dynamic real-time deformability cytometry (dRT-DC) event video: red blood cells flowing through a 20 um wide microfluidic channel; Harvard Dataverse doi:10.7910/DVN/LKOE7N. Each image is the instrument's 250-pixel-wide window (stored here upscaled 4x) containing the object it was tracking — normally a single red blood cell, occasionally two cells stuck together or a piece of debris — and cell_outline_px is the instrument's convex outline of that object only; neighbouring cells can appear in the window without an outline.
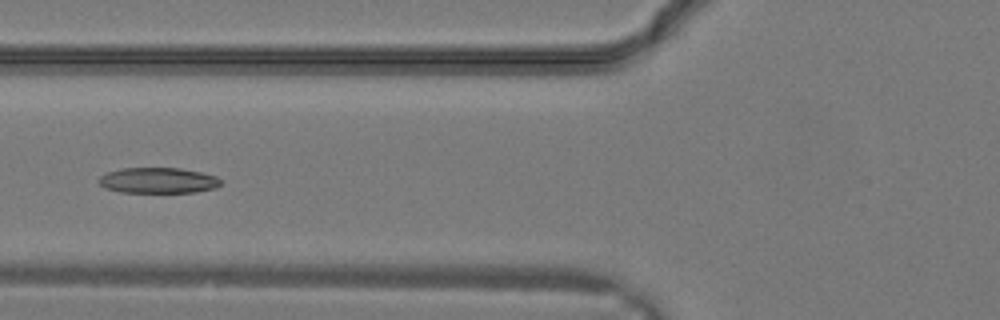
{"species": "common noctule bat (a hibernating species)", "species_latin": "Nyctalus noctula", "temperature_condition": "warm", "stored_images_in_passage": 18, "camera_frame_rate_fps": 3000, "um_per_image_px": 0.085, "animal": {"sex": "male", "body_mass_g": 19.2, "forearm_length_mm": 51.8}, "frame": {"image": 1, "passage_image": 13, "time_ms": 4.0, "image_size_px": [1000, 320], "cell_outline_px": [[220, 184], [216, 188], [196, 192], [120, 192], [104, 188], [96, 180], [100, 176], [108, 172], [120, 168], [180, 168], [200, 172], [216, 176], [220, 180]], "centroid_in_image_um": [13.4, 15.34], "position_along_channel_um": 112.4, "area_um2": 18.26}}
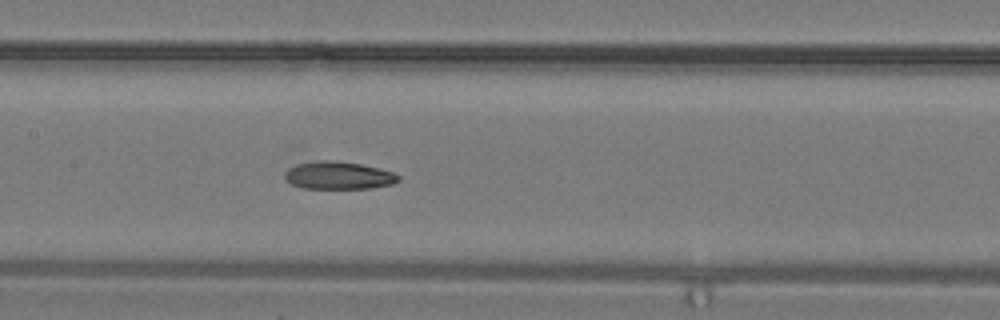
{"frame": {"image": 2, "passage_image": 16, "time_ms": 5.0, "image_size_px": [1000, 320], "cell_outline_px": [[400, 180], [392, 184], [372, 188], [304, 188], [292, 184], [284, 176], [284, 172], [288, 168], [296, 164], [324, 160], [336, 160], [360, 164], [396, 172], [400, 176]], "centroid_in_image_um": [28.81, 14.9], "position_along_channel_um": 178.6, "area_um2": 18.32}}
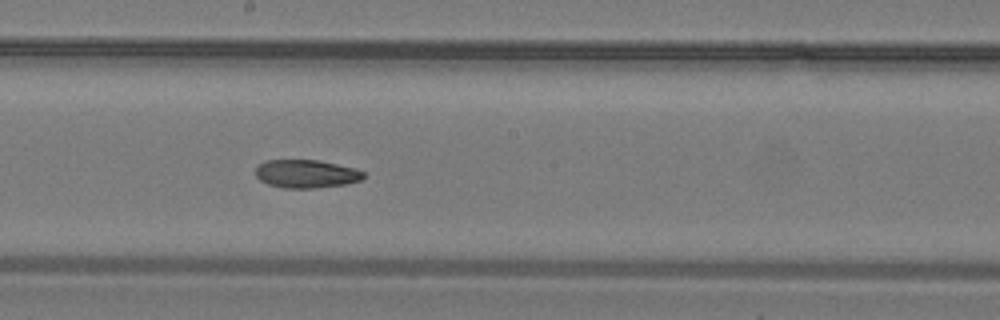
{"frame": {"image": 3, "passage_image": 18, "time_ms": 5.667, "image_size_px": [1000, 320], "cell_outline_px": [[364, 176], [360, 180], [344, 184], [312, 188], [284, 188], [268, 184], [260, 180], [256, 176], [256, 168], [260, 164], [268, 160], [320, 160], [356, 168], [364, 172]], "centroid_in_image_um": [26.03, 14.77], "position_along_channel_um": 222.2, "area_um2": 17.63}}